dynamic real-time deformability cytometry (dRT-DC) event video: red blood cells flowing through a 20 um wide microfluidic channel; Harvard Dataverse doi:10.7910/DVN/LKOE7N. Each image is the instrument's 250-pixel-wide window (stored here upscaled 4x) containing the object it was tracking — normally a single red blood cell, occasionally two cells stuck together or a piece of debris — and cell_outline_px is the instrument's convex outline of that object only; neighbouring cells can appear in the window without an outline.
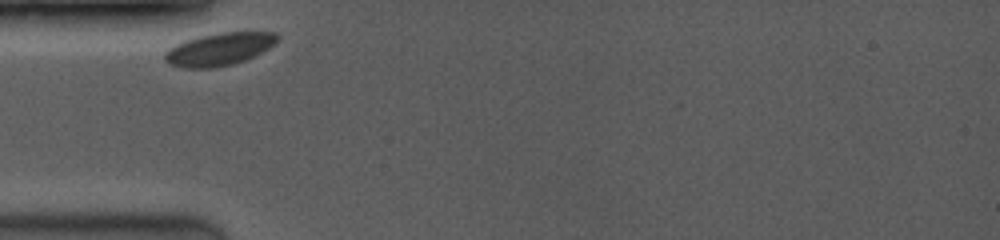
{"species": "common noctule bat (a hibernating species)", "species_latin": "Nyctalus noctula", "temperature_condition": "room temperature", "stored_images_in_passage": 2, "camera_frame_rate_fps": 3500, "um_per_image_px": 0.085, "animal": {"sex": "female", "body_mass_g": 19.0, "forearm_length_mm": 53.3}, "frame": {"image": 1, "passage_image": 1, "time_ms": 0.0, "image_size_px": [1000, 240], "cell_outline_px": [[280, 36], [268, 48], [244, 60], [232, 64], [212, 68], [180, 68], [168, 64], [164, 60], [164, 52], [168, 48], [176, 44], [200, 36], [220, 32], [276, 32]], "centroid_in_image_um": [18.57, 4.19], "position_along_channel_um": 66.4, "area_um2": 21.27}}